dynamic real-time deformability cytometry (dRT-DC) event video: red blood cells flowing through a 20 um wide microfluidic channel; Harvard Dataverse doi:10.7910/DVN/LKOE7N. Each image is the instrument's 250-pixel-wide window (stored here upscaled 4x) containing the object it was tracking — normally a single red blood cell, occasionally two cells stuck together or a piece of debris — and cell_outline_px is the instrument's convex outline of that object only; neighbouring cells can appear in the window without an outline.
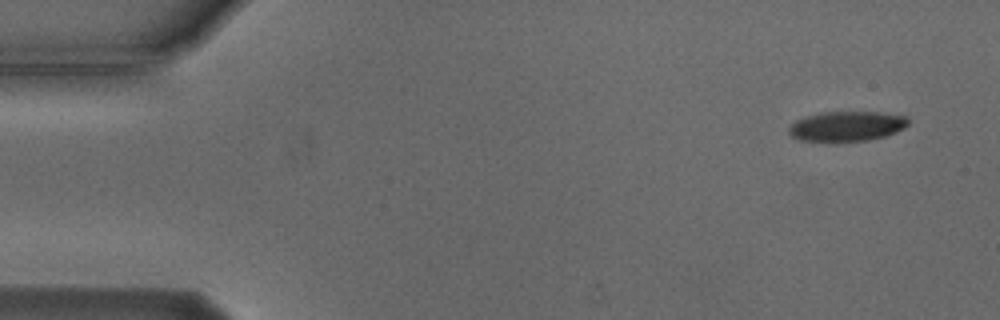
{"species": "Egyptian fruit bat (a non-hibernating species)", "species_latin": "Rousettus aegyptiacus", "temperature_condition": "cold", "stored_images_in_passage": 4, "camera_frame_rate_fps": 3000, "um_per_image_px": 0.085, "animal": {"sex": "male"}, "frame": {"image": 1, "passage_image": 1, "time_ms": 0.0, "image_size_px": [1000, 320], "cell_outline_px": [[908, 124], [904, 128], [896, 132], [884, 136], [868, 140], [836, 144], [800, 140], [792, 136], [788, 132], [788, 128], [796, 120], [804, 116], [820, 112], [880, 112], [908, 116]], "centroid_in_image_um": [71.94, 10.76], "position_along_channel_um": 13.1, "area_um2": 21.56}}